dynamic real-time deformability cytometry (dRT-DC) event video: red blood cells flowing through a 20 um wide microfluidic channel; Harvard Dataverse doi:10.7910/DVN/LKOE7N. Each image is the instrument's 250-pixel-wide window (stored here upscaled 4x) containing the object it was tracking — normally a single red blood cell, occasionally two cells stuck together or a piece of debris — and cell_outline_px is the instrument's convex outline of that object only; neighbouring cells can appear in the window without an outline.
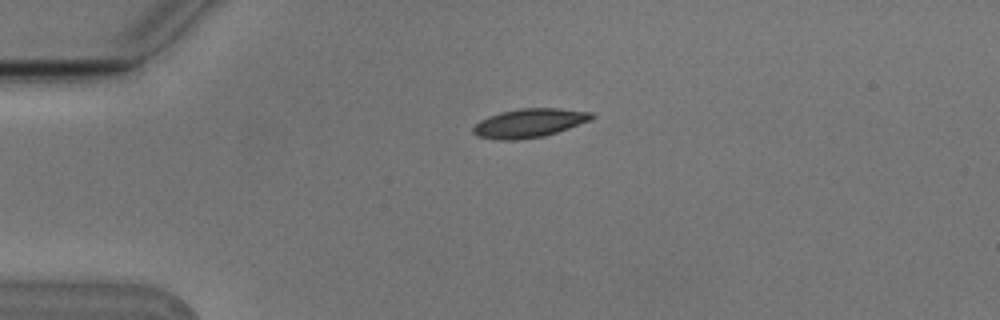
{"species": "Egyptian fruit bat (a non-hibernating species)", "species_latin": "Rousettus aegyptiacus", "temperature_condition": "cold", "stored_images_in_passage": 3, "camera_frame_rate_fps": 3000, "um_per_image_px": 0.085, "animal": {"sex": "male"}, "frame": {"image": 1, "passage_image": 1, "time_ms": 0.0, "image_size_px": [1000, 320], "cell_outline_px": [[596, 116], [588, 120], [568, 128], [544, 136], [516, 140], [500, 140], [480, 136], [472, 132], [472, 128], [480, 120], [488, 116], [500, 112], [520, 108], [560, 108], [592, 112]], "centroid_in_image_um": [44.97, 10.45], "position_along_channel_um": 40.0, "area_um2": 19.71}}